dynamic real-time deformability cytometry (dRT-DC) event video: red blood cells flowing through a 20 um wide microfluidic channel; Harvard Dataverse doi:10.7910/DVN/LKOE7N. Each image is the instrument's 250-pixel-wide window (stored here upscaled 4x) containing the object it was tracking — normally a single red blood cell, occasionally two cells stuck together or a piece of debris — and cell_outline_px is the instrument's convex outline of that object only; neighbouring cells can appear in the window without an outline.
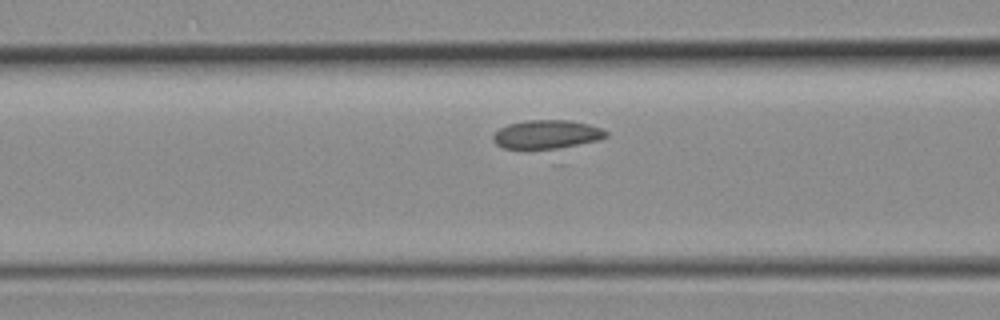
{"species": "common noctule bat (a hibernating species)", "species_latin": "Nyctalus noctula", "temperature_condition": "room temperature", "stored_images_in_passage": 43, "camera_frame_rate_fps": 3000, "um_per_image_px": 0.085, "animal": {"sex": "female", "body_mass_g": 19.3, "forearm_length_mm": 54.1}, "frame": {"image": 1, "passage_image": 17, "time_ms": 5.333, "image_size_px": [1000, 320], "cell_outline_px": [[608, 136], [600, 140], [552, 152], [548, 152], [504, 148], [496, 144], [492, 140], [492, 136], [500, 128], [508, 124], [528, 120], [572, 120], [588, 124], [600, 128], [608, 132]], "centroid_in_image_um": [46.5, 11.49], "position_along_channel_um": 120.1, "area_um2": 20.0}}
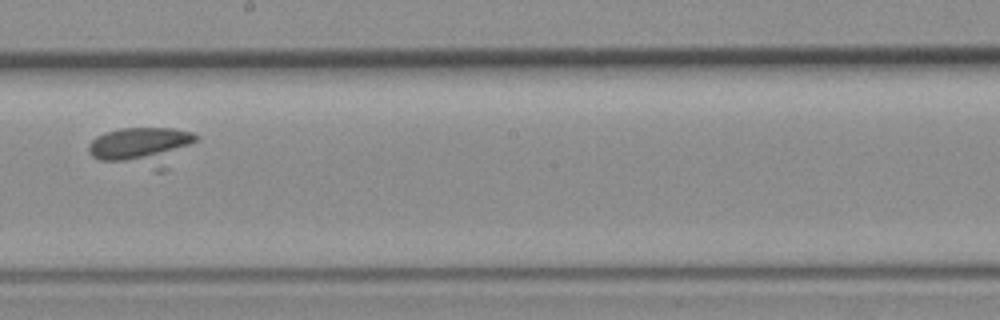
{"frame": {"image": 2, "passage_image": 24, "time_ms": 7.667, "image_size_px": [1000, 320], "cell_outline_px": [[200, 136], [164, 172], [156, 172], [100, 160], [92, 156], [88, 152], [88, 144], [96, 136], [104, 132], [120, 128], [172, 128], [192, 132]], "centroid_in_image_um": [12.08, 12.5], "position_along_channel_um": 236.1, "area_um2": 25.26}}
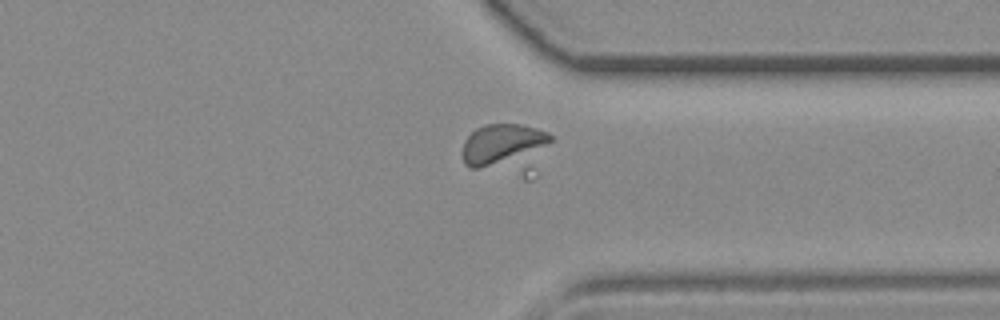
{"frame": {"image": 3, "passage_image": 32, "time_ms": 10.333, "image_size_px": [1000, 320], "cell_outline_px": [[556, 140], [480, 168], [472, 168], [464, 164], [464, 140], [476, 128], [484, 124], [520, 124], [536, 128], [548, 132]], "centroid_in_image_um": [42.61, 12.15], "position_along_channel_um": 368.8, "area_um2": 19.02}}